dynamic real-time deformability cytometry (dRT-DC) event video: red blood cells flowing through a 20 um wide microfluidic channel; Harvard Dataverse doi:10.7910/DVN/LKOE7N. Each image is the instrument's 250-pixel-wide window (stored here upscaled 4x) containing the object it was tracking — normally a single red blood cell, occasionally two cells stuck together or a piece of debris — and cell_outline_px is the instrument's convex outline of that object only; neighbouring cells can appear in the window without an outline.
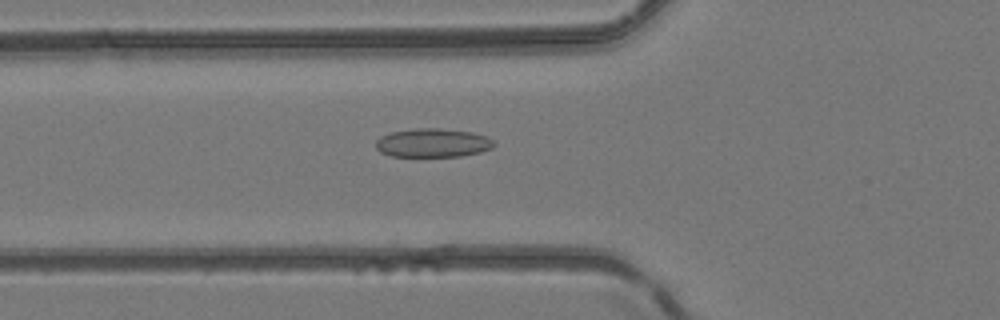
{"species": "common noctule bat (a hibernating species)", "species_latin": "Nyctalus noctula", "temperature_condition": "room temperature", "stored_images_in_passage": 48, "camera_frame_rate_fps": 3000, "um_per_image_px": 0.085, "animal": {"sex": "female", "body_mass_g": 24.6, "forearm_length_mm": 56.2}, "frame": {"image": 1, "passage_image": 18, "time_ms": 5.667, "image_size_px": [1000, 320], "cell_outline_px": [[496, 144], [492, 148], [480, 152], [460, 156], [392, 156], [380, 152], [376, 148], [376, 140], [380, 136], [392, 132], [416, 128], [440, 128], [472, 132], [488, 136]], "centroid_in_image_um": [36.8, 12.14], "position_along_channel_um": 89.0, "area_um2": 19.83}}
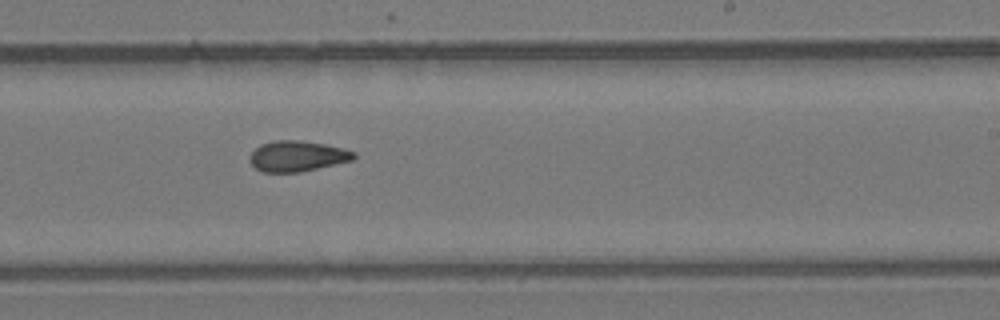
{"frame": {"image": 2, "passage_image": 30, "time_ms": 9.667, "image_size_px": [1000, 320], "cell_outline_px": [[356, 156], [352, 160], [300, 172], [264, 172], [256, 168], [248, 160], [248, 156], [260, 144], [272, 140], [300, 140], [324, 144], [344, 148], [356, 152]], "centroid_in_image_um": [25.25, 13.26], "position_along_channel_um": 263.8, "area_um2": 18.61}}
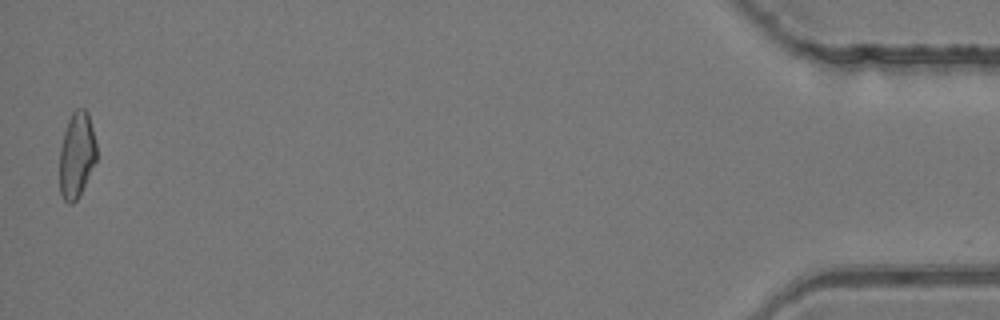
{"frame": {"image": 3, "passage_image": 48, "time_ms": 15.667, "image_size_px": [1000, 320], "cell_outline_px": [[96, 160], [80, 196], [72, 204], [68, 204], [64, 200], [60, 192], [60, 148], [64, 132], [68, 120], [72, 112], [76, 108], [84, 108], [88, 112], [96, 144]], "centroid_in_image_um": [6.51, 13.19], "position_along_channel_um": 428.7, "area_um2": 18.5}}